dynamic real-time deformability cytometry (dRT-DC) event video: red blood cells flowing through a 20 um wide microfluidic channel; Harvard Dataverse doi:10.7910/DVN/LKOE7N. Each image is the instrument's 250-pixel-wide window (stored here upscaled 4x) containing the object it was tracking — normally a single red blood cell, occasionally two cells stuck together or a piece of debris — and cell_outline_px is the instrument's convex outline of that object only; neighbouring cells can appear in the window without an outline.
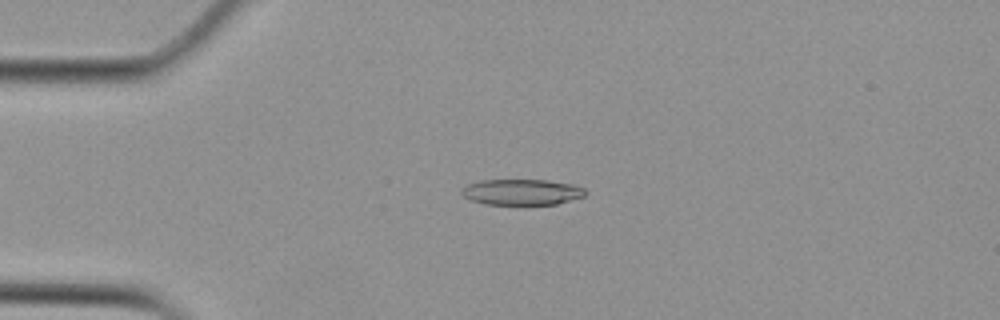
{"species": "Egyptian fruit bat (a non-hibernating species)", "species_latin": "Rousettus aegyptiacus", "temperature_condition": "cold", "stored_images_in_passage": 44, "camera_frame_rate_fps": 3000, "um_per_image_px": 0.085, "animal": {"sex": "female"}, "frame": {"image": 1, "passage_image": 3, "time_ms": 0.667, "image_size_px": [1000, 320], "cell_outline_px": [[588, 192], [584, 196], [556, 204], [484, 204], [472, 200], [464, 196], [460, 192], [460, 188], [468, 184], [480, 180], [548, 180], [572, 184], [584, 188]], "centroid_in_image_um": [44.34, 16.31], "position_along_channel_um": 40.7, "area_um2": 18.61}}
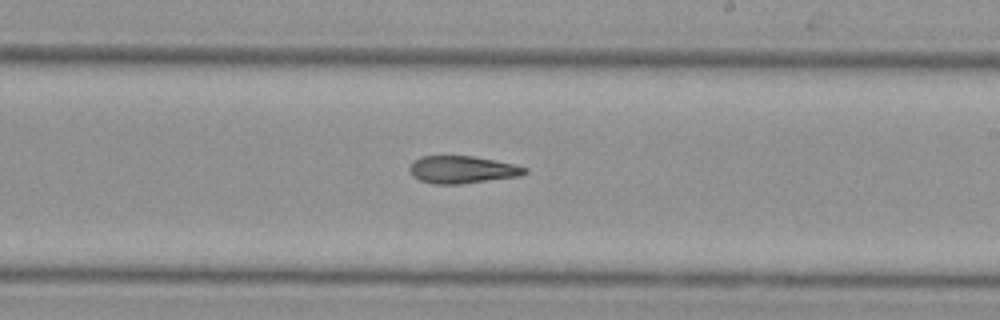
{"frame": {"image": 2, "passage_image": 22, "time_ms": 7.0, "image_size_px": [1000, 320], "cell_outline_px": [[528, 172], [520, 176], [460, 184], [432, 184], [420, 180], [412, 176], [408, 168], [412, 160], [420, 156], [472, 156], [496, 160], [528, 168]], "centroid_in_image_um": [39.25, 14.42], "position_along_channel_um": 249.7, "area_um2": 18.55}}
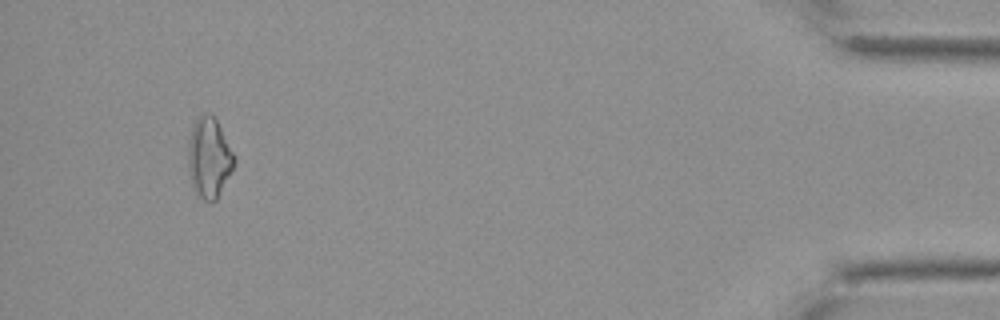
{"frame": {"image": 3, "passage_image": 41, "time_ms": 13.333, "image_size_px": [1000, 320], "cell_outline_px": [[236, 164], [232, 172], [216, 200], [204, 200], [196, 192], [192, 184], [188, 164], [188, 144], [192, 128], [200, 112], [212, 112], [236, 156]], "centroid_in_image_um": [17.8, 13.36], "position_along_channel_um": 417.4, "area_um2": 21.68}, "authors_computed_cell_mechanics": {"area_um2": 18.9584, "velocity_mm_per_s": 3.7574, "shape_relaxation_time_tau1_ms": null, "shape_relaxation_time_tau2_ms": 7.322, "deformation_change_tau1": null, "deformation_change_tau2": 0.1936}}